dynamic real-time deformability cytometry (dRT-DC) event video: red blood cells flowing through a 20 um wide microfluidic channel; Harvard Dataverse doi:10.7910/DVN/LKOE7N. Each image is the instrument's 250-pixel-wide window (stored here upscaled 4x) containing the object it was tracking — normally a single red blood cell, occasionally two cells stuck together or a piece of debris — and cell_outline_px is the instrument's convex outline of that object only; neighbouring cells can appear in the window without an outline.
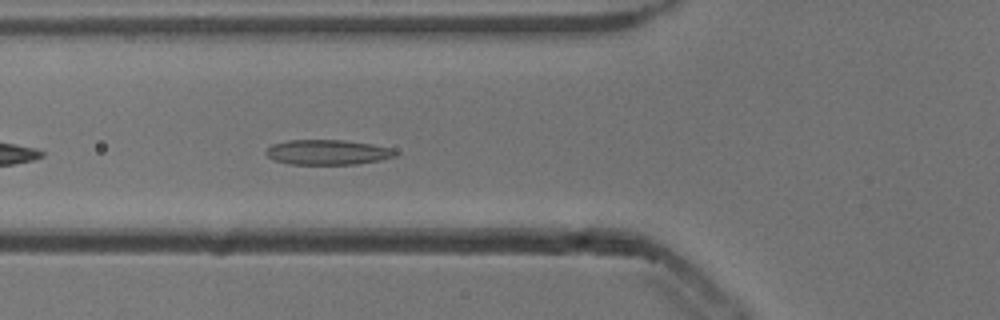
{"species": "common noctule bat (a hibernating species)", "species_latin": "Nyctalus noctula", "temperature_condition": "cold", "stored_images_in_passage": 30, "camera_frame_rate_fps": 3000, "um_per_image_px": 0.085, "animal": {"sex": "male", "body_mass_g": 13.3}, "frame": {"image": 1, "passage_image": 6, "time_ms": 1.667, "image_size_px": [1000, 320], "cell_outline_px": [[400, 152], [396, 156], [380, 160], [356, 164], [288, 164], [272, 160], [264, 152], [272, 144], [288, 140], [344, 140], [372, 144], [392, 148]], "centroid_in_image_um": [27.86, 12.94], "position_along_channel_um": 97.9, "area_um2": 19.02}}
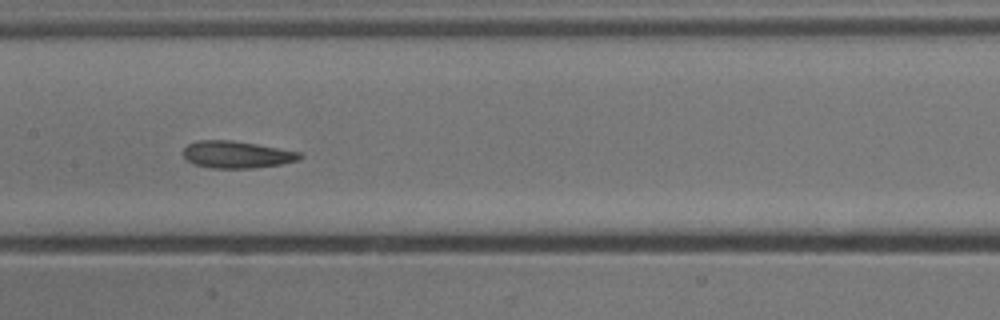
{"frame": {"image": 2, "passage_image": 13, "time_ms": 4.0, "image_size_px": [1000, 320], "cell_outline_px": [[304, 156], [300, 160], [280, 164], [252, 168], [212, 168], [196, 164], [188, 160], [180, 152], [188, 144], [196, 140], [232, 140], [256, 144], [300, 152]], "centroid_in_image_um": [20.12, 13.13], "position_along_channel_um": 187.3, "area_um2": 18.38}}
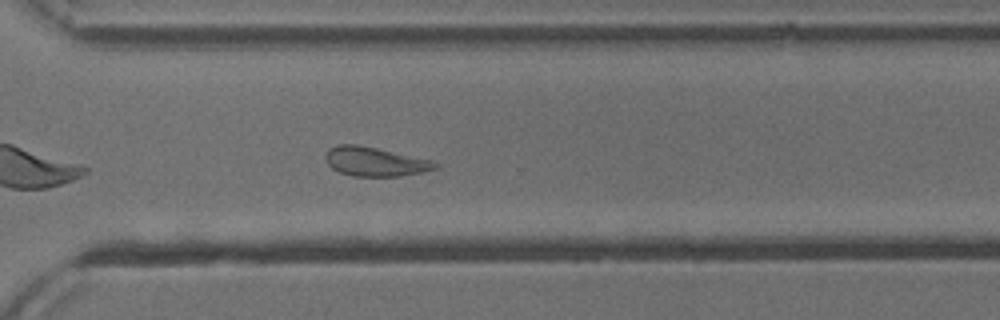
{"frame": {"image": 3, "passage_image": 25, "time_ms": 8.0, "image_size_px": [1000, 320], "cell_outline_px": [[440, 164], [436, 168], [424, 172], [400, 176], [352, 176], [340, 172], [332, 168], [328, 164], [324, 156], [328, 148], [336, 144], [356, 144], [376, 148], [432, 160]], "centroid_in_image_um": [31.86, 13.73], "position_along_channel_um": 338.7, "area_um2": 18.67}, "authors_computed_cell_mechanics": {"area_um2": 18.4671, "velocity_mm_per_s": 3.8014, "shape_relaxation_time_tau1_ms": 6.0726, "shape_relaxation_time_tau2_ms": 2.1583, "deformation_change_tau1": 0.1367, "deformation_change_tau2": 0.0812}}